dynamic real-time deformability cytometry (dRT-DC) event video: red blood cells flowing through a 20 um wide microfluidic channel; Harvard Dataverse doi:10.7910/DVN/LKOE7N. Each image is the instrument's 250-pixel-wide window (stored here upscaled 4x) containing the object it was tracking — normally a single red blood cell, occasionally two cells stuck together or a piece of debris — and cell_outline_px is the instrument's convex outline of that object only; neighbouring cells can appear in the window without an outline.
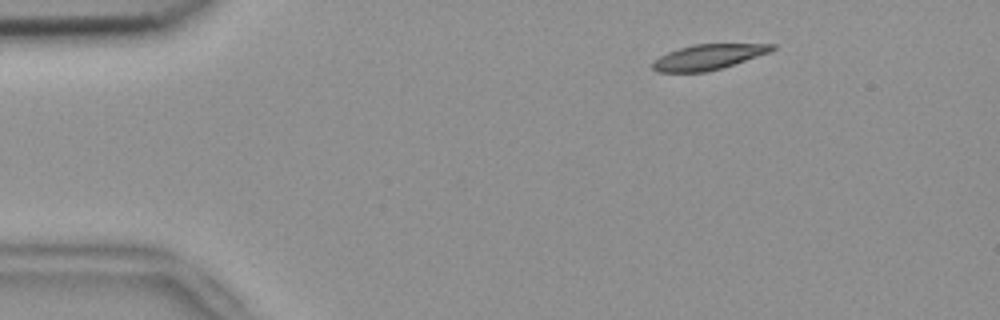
{"species": "common noctule bat (a hibernating species)", "species_latin": "Nyctalus noctula", "temperature_condition": "room temperature", "stored_images_in_passage": 47, "camera_frame_rate_fps": 3000, "um_per_image_px": 0.085, "animal": {"sex": "female", "body_mass_g": 18.4}, "frame": {"image": 1, "passage_image": 1, "time_ms": 0.0, "image_size_px": [1000, 320], "cell_outline_px": [[776, 48], [772, 52], [708, 72], [656, 72], [652, 68], [652, 60], [668, 52], [692, 44], [776, 44]], "centroid_in_image_um": [60.2, 4.84], "position_along_channel_um": 24.8, "area_um2": 17.69}}
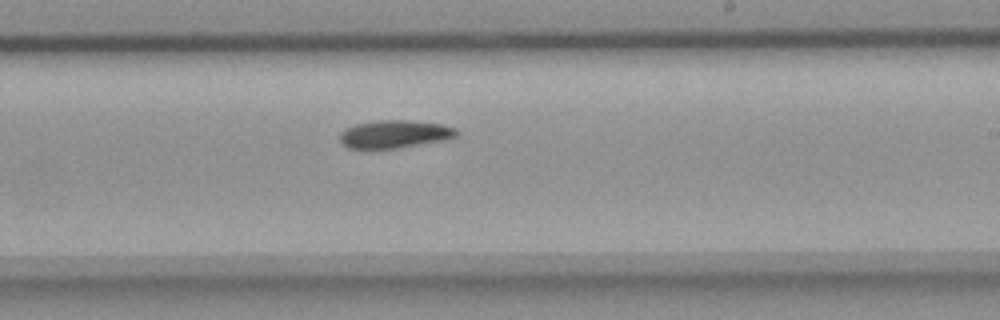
{"frame": {"image": 2, "passage_image": 25, "time_ms": 8.0, "image_size_px": [1000, 320], "cell_outline_px": [[460, 132], [456, 136], [448, 140], [396, 148], [348, 148], [340, 144], [340, 132], [344, 128], [356, 124], [376, 120], [408, 120], [440, 124], [456, 128]], "centroid_in_image_um": [33.54, 11.4], "position_along_channel_um": 255.5, "area_um2": 19.13}}
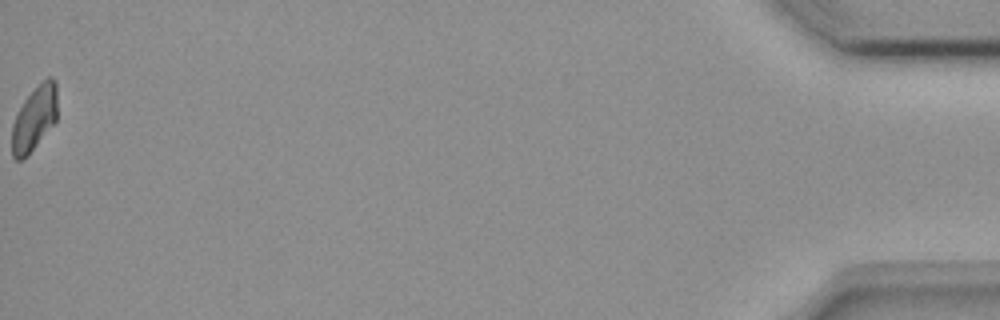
{"frame": {"image": 3, "passage_image": 47, "time_ms": 15.333, "image_size_px": [1000, 320], "cell_outline_px": [[56, 120], [32, 148], [20, 160], [16, 160], [12, 156], [12, 124], [24, 100], [48, 76], [52, 76], [56, 80]], "centroid_in_image_um": [2.91, 10.02], "position_along_channel_um": 432.3, "area_um2": 16.36}, "authors_computed_cell_mechanics": {"area_um2": 18.785, "velocity_mm_per_s": 3.7758, "shape_relaxation_time_tau1_ms": 3.8511, "shape_relaxation_time_tau2_ms": null, "deformation_change_tau1": 0.1156, "deformation_change_tau2": null}}